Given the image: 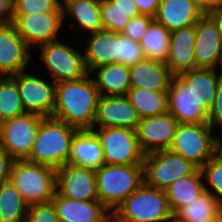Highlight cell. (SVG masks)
<instances>
[{
	"instance_id": "6da1fadb",
	"label": "cell",
	"mask_w": 222,
	"mask_h": 222,
	"mask_svg": "<svg viewBox=\"0 0 222 222\" xmlns=\"http://www.w3.org/2000/svg\"><path fill=\"white\" fill-rule=\"evenodd\" d=\"M99 98L89 73L78 80L56 83L52 117L78 130L93 129Z\"/></svg>"
},
{
	"instance_id": "7a4b0ae2",
	"label": "cell",
	"mask_w": 222,
	"mask_h": 222,
	"mask_svg": "<svg viewBox=\"0 0 222 222\" xmlns=\"http://www.w3.org/2000/svg\"><path fill=\"white\" fill-rule=\"evenodd\" d=\"M78 129L54 117H44L27 160L55 170L67 164Z\"/></svg>"
},
{
	"instance_id": "3957f363",
	"label": "cell",
	"mask_w": 222,
	"mask_h": 222,
	"mask_svg": "<svg viewBox=\"0 0 222 222\" xmlns=\"http://www.w3.org/2000/svg\"><path fill=\"white\" fill-rule=\"evenodd\" d=\"M115 222H172L173 212L164 190L144 182L112 213Z\"/></svg>"
},
{
	"instance_id": "277c9868",
	"label": "cell",
	"mask_w": 222,
	"mask_h": 222,
	"mask_svg": "<svg viewBox=\"0 0 222 222\" xmlns=\"http://www.w3.org/2000/svg\"><path fill=\"white\" fill-rule=\"evenodd\" d=\"M98 200L111 212L143 182V165H103L95 170Z\"/></svg>"
},
{
	"instance_id": "5b68a950",
	"label": "cell",
	"mask_w": 222,
	"mask_h": 222,
	"mask_svg": "<svg viewBox=\"0 0 222 222\" xmlns=\"http://www.w3.org/2000/svg\"><path fill=\"white\" fill-rule=\"evenodd\" d=\"M9 180L28 205L50 202L56 192V170L27 159L14 160Z\"/></svg>"
},
{
	"instance_id": "8992f818",
	"label": "cell",
	"mask_w": 222,
	"mask_h": 222,
	"mask_svg": "<svg viewBox=\"0 0 222 222\" xmlns=\"http://www.w3.org/2000/svg\"><path fill=\"white\" fill-rule=\"evenodd\" d=\"M212 129L209 124L179 123L168 150L202 168L215 153L218 137Z\"/></svg>"
},
{
	"instance_id": "52a82bcc",
	"label": "cell",
	"mask_w": 222,
	"mask_h": 222,
	"mask_svg": "<svg viewBox=\"0 0 222 222\" xmlns=\"http://www.w3.org/2000/svg\"><path fill=\"white\" fill-rule=\"evenodd\" d=\"M92 130L100 139L105 165H143L145 153L135 129L93 127Z\"/></svg>"
},
{
	"instance_id": "ba28073f",
	"label": "cell",
	"mask_w": 222,
	"mask_h": 222,
	"mask_svg": "<svg viewBox=\"0 0 222 222\" xmlns=\"http://www.w3.org/2000/svg\"><path fill=\"white\" fill-rule=\"evenodd\" d=\"M197 168L168 149L153 151L144 156V183L165 191L175 180L191 175Z\"/></svg>"
},
{
	"instance_id": "9c48e42d",
	"label": "cell",
	"mask_w": 222,
	"mask_h": 222,
	"mask_svg": "<svg viewBox=\"0 0 222 222\" xmlns=\"http://www.w3.org/2000/svg\"><path fill=\"white\" fill-rule=\"evenodd\" d=\"M38 47H40V60L53 78L51 82L78 80L88 74L84 56L73 46L64 43L63 39L47 42Z\"/></svg>"
},
{
	"instance_id": "30bf717a",
	"label": "cell",
	"mask_w": 222,
	"mask_h": 222,
	"mask_svg": "<svg viewBox=\"0 0 222 222\" xmlns=\"http://www.w3.org/2000/svg\"><path fill=\"white\" fill-rule=\"evenodd\" d=\"M43 118L26 112L1 123L0 145L14 160L29 158Z\"/></svg>"
},
{
	"instance_id": "8fae6325",
	"label": "cell",
	"mask_w": 222,
	"mask_h": 222,
	"mask_svg": "<svg viewBox=\"0 0 222 222\" xmlns=\"http://www.w3.org/2000/svg\"><path fill=\"white\" fill-rule=\"evenodd\" d=\"M21 71L12 77L15 79L25 112L43 117H52L55 106V86L44 79Z\"/></svg>"
},
{
	"instance_id": "7c38bea8",
	"label": "cell",
	"mask_w": 222,
	"mask_h": 222,
	"mask_svg": "<svg viewBox=\"0 0 222 222\" xmlns=\"http://www.w3.org/2000/svg\"><path fill=\"white\" fill-rule=\"evenodd\" d=\"M56 192L72 200H98L95 170L65 164L56 170Z\"/></svg>"
},
{
	"instance_id": "4fadbf2b",
	"label": "cell",
	"mask_w": 222,
	"mask_h": 222,
	"mask_svg": "<svg viewBox=\"0 0 222 222\" xmlns=\"http://www.w3.org/2000/svg\"><path fill=\"white\" fill-rule=\"evenodd\" d=\"M11 22L31 48L58 40L59 31L64 24L63 12L11 16Z\"/></svg>"
},
{
	"instance_id": "5bb4252c",
	"label": "cell",
	"mask_w": 222,
	"mask_h": 222,
	"mask_svg": "<svg viewBox=\"0 0 222 222\" xmlns=\"http://www.w3.org/2000/svg\"><path fill=\"white\" fill-rule=\"evenodd\" d=\"M167 111L178 123L208 124L204 104H200L191 87L178 76L173 75L167 90Z\"/></svg>"
},
{
	"instance_id": "9a60e30c",
	"label": "cell",
	"mask_w": 222,
	"mask_h": 222,
	"mask_svg": "<svg viewBox=\"0 0 222 222\" xmlns=\"http://www.w3.org/2000/svg\"><path fill=\"white\" fill-rule=\"evenodd\" d=\"M30 49L12 22L0 26V76L24 71L32 58Z\"/></svg>"
},
{
	"instance_id": "2e32d148",
	"label": "cell",
	"mask_w": 222,
	"mask_h": 222,
	"mask_svg": "<svg viewBox=\"0 0 222 222\" xmlns=\"http://www.w3.org/2000/svg\"><path fill=\"white\" fill-rule=\"evenodd\" d=\"M178 124L168 111L141 119L135 131L142 151L146 154L169 149Z\"/></svg>"
},
{
	"instance_id": "e0dca14e",
	"label": "cell",
	"mask_w": 222,
	"mask_h": 222,
	"mask_svg": "<svg viewBox=\"0 0 222 222\" xmlns=\"http://www.w3.org/2000/svg\"><path fill=\"white\" fill-rule=\"evenodd\" d=\"M140 120L126 95L100 96L93 127L136 129Z\"/></svg>"
},
{
	"instance_id": "ac0fdd59",
	"label": "cell",
	"mask_w": 222,
	"mask_h": 222,
	"mask_svg": "<svg viewBox=\"0 0 222 222\" xmlns=\"http://www.w3.org/2000/svg\"><path fill=\"white\" fill-rule=\"evenodd\" d=\"M195 69H222V40L214 22L204 15L195 25Z\"/></svg>"
},
{
	"instance_id": "d6986e66",
	"label": "cell",
	"mask_w": 222,
	"mask_h": 222,
	"mask_svg": "<svg viewBox=\"0 0 222 222\" xmlns=\"http://www.w3.org/2000/svg\"><path fill=\"white\" fill-rule=\"evenodd\" d=\"M119 34L103 29L85 37L83 56L89 74L102 66L118 63Z\"/></svg>"
},
{
	"instance_id": "ffe728a7",
	"label": "cell",
	"mask_w": 222,
	"mask_h": 222,
	"mask_svg": "<svg viewBox=\"0 0 222 222\" xmlns=\"http://www.w3.org/2000/svg\"><path fill=\"white\" fill-rule=\"evenodd\" d=\"M59 222H106L112 213L99 201H78L55 192L52 198Z\"/></svg>"
},
{
	"instance_id": "44dd1931",
	"label": "cell",
	"mask_w": 222,
	"mask_h": 222,
	"mask_svg": "<svg viewBox=\"0 0 222 222\" xmlns=\"http://www.w3.org/2000/svg\"><path fill=\"white\" fill-rule=\"evenodd\" d=\"M195 25L170 32L169 55L166 65L172 75L195 69Z\"/></svg>"
},
{
	"instance_id": "7402d4cb",
	"label": "cell",
	"mask_w": 222,
	"mask_h": 222,
	"mask_svg": "<svg viewBox=\"0 0 222 222\" xmlns=\"http://www.w3.org/2000/svg\"><path fill=\"white\" fill-rule=\"evenodd\" d=\"M203 16L192 0H160L154 19L172 32L196 25Z\"/></svg>"
},
{
	"instance_id": "603a6c76",
	"label": "cell",
	"mask_w": 222,
	"mask_h": 222,
	"mask_svg": "<svg viewBox=\"0 0 222 222\" xmlns=\"http://www.w3.org/2000/svg\"><path fill=\"white\" fill-rule=\"evenodd\" d=\"M131 88H145L150 91H167L172 78L164 62L144 58L129 66Z\"/></svg>"
},
{
	"instance_id": "cb8c5ba5",
	"label": "cell",
	"mask_w": 222,
	"mask_h": 222,
	"mask_svg": "<svg viewBox=\"0 0 222 222\" xmlns=\"http://www.w3.org/2000/svg\"><path fill=\"white\" fill-rule=\"evenodd\" d=\"M67 163L94 170L104 165L101 142L92 129L76 131L71 143V153Z\"/></svg>"
},
{
	"instance_id": "d4e9b609",
	"label": "cell",
	"mask_w": 222,
	"mask_h": 222,
	"mask_svg": "<svg viewBox=\"0 0 222 222\" xmlns=\"http://www.w3.org/2000/svg\"><path fill=\"white\" fill-rule=\"evenodd\" d=\"M194 92L196 100L204 104V111L208 114L213 104L216 88L222 78V71L217 75L216 69L196 68L178 75Z\"/></svg>"
},
{
	"instance_id": "484cf974",
	"label": "cell",
	"mask_w": 222,
	"mask_h": 222,
	"mask_svg": "<svg viewBox=\"0 0 222 222\" xmlns=\"http://www.w3.org/2000/svg\"><path fill=\"white\" fill-rule=\"evenodd\" d=\"M97 71L96 78L92 77L100 96L127 95L130 87L129 66L113 63L102 66Z\"/></svg>"
},
{
	"instance_id": "4316f807",
	"label": "cell",
	"mask_w": 222,
	"mask_h": 222,
	"mask_svg": "<svg viewBox=\"0 0 222 222\" xmlns=\"http://www.w3.org/2000/svg\"><path fill=\"white\" fill-rule=\"evenodd\" d=\"M203 180L201 168H197L191 175L175 180L165 190L173 214L205 191Z\"/></svg>"
},
{
	"instance_id": "83f0119b",
	"label": "cell",
	"mask_w": 222,
	"mask_h": 222,
	"mask_svg": "<svg viewBox=\"0 0 222 222\" xmlns=\"http://www.w3.org/2000/svg\"><path fill=\"white\" fill-rule=\"evenodd\" d=\"M63 20L69 15L76 23L79 31H88L89 34L103 30L100 14V0L68 1L63 7Z\"/></svg>"
},
{
	"instance_id": "f1b7e54d",
	"label": "cell",
	"mask_w": 222,
	"mask_h": 222,
	"mask_svg": "<svg viewBox=\"0 0 222 222\" xmlns=\"http://www.w3.org/2000/svg\"><path fill=\"white\" fill-rule=\"evenodd\" d=\"M100 14L103 29L121 34L139 12L133 0H100Z\"/></svg>"
},
{
	"instance_id": "f546056e",
	"label": "cell",
	"mask_w": 222,
	"mask_h": 222,
	"mask_svg": "<svg viewBox=\"0 0 222 222\" xmlns=\"http://www.w3.org/2000/svg\"><path fill=\"white\" fill-rule=\"evenodd\" d=\"M222 209V204L208 191H204L194 201L180 207L173 214L174 222H205Z\"/></svg>"
},
{
	"instance_id": "4dcf8cb0",
	"label": "cell",
	"mask_w": 222,
	"mask_h": 222,
	"mask_svg": "<svg viewBox=\"0 0 222 222\" xmlns=\"http://www.w3.org/2000/svg\"><path fill=\"white\" fill-rule=\"evenodd\" d=\"M126 96L141 119L167 112V91L130 88Z\"/></svg>"
},
{
	"instance_id": "1f68e13d",
	"label": "cell",
	"mask_w": 222,
	"mask_h": 222,
	"mask_svg": "<svg viewBox=\"0 0 222 222\" xmlns=\"http://www.w3.org/2000/svg\"><path fill=\"white\" fill-rule=\"evenodd\" d=\"M170 31L153 19L139 41L144 58L166 63L169 55Z\"/></svg>"
},
{
	"instance_id": "d6a6232c",
	"label": "cell",
	"mask_w": 222,
	"mask_h": 222,
	"mask_svg": "<svg viewBox=\"0 0 222 222\" xmlns=\"http://www.w3.org/2000/svg\"><path fill=\"white\" fill-rule=\"evenodd\" d=\"M28 207L10 180L0 184V222H25Z\"/></svg>"
},
{
	"instance_id": "836d02e7",
	"label": "cell",
	"mask_w": 222,
	"mask_h": 222,
	"mask_svg": "<svg viewBox=\"0 0 222 222\" xmlns=\"http://www.w3.org/2000/svg\"><path fill=\"white\" fill-rule=\"evenodd\" d=\"M26 113L15 79L0 76V122Z\"/></svg>"
},
{
	"instance_id": "e575fe53",
	"label": "cell",
	"mask_w": 222,
	"mask_h": 222,
	"mask_svg": "<svg viewBox=\"0 0 222 222\" xmlns=\"http://www.w3.org/2000/svg\"><path fill=\"white\" fill-rule=\"evenodd\" d=\"M49 12H63L60 0H12L11 2V16H29Z\"/></svg>"
},
{
	"instance_id": "d590c367",
	"label": "cell",
	"mask_w": 222,
	"mask_h": 222,
	"mask_svg": "<svg viewBox=\"0 0 222 222\" xmlns=\"http://www.w3.org/2000/svg\"><path fill=\"white\" fill-rule=\"evenodd\" d=\"M205 181V190L213 194L222 204V162L215 156L210 158L201 168ZM210 186V189H208Z\"/></svg>"
},
{
	"instance_id": "8d00e7d4",
	"label": "cell",
	"mask_w": 222,
	"mask_h": 222,
	"mask_svg": "<svg viewBox=\"0 0 222 222\" xmlns=\"http://www.w3.org/2000/svg\"><path fill=\"white\" fill-rule=\"evenodd\" d=\"M144 59L142 47L139 42L119 34L118 63L132 66Z\"/></svg>"
},
{
	"instance_id": "74e56055",
	"label": "cell",
	"mask_w": 222,
	"mask_h": 222,
	"mask_svg": "<svg viewBox=\"0 0 222 222\" xmlns=\"http://www.w3.org/2000/svg\"><path fill=\"white\" fill-rule=\"evenodd\" d=\"M25 222H59L56 208L52 201L29 205Z\"/></svg>"
},
{
	"instance_id": "f35d334b",
	"label": "cell",
	"mask_w": 222,
	"mask_h": 222,
	"mask_svg": "<svg viewBox=\"0 0 222 222\" xmlns=\"http://www.w3.org/2000/svg\"><path fill=\"white\" fill-rule=\"evenodd\" d=\"M153 19L150 16L142 14L130 18L121 34L139 42Z\"/></svg>"
},
{
	"instance_id": "ab89813d",
	"label": "cell",
	"mask_w": 222,
	"mask_h": 222,
	"mask_svg": "<svg viewBox=\"0 0 222 222\" xmlns=\"http://www.w3.org/2000/svg\"><path fill=\"white\" fill-rule=\"evenodd\" d=\"M208 124L212 128L214 126L222 128V78L219 80L213 104L208 111Z\"/></svg>"
},
{
	"instance_id": "60d3db41",
	"label": "cell",
	"mask_w": 222,
	"mask_h": 222,
	"mask_svg": "<svg viewBox=\"0 0 222 222\" xmlns=\"http://www.w3.org/2000/svg\"><path fill=\"white\" fill-rule=\"evenodd\" d=\"M13 162L14 159L0 145V184L9 180Z\"/></svg>"
},
{
	"instance_id": "b9f144b4",
	"label": "cell",
	"mask_w": 222,
	"mask_h": 222,
	"mask_svg": "<svg viewBox=\"0 0 222 222\" xmlns=\"http://www.w3.org/2000/svg\"><path fill=\"white\" fill-rule=\"evenodd\" d=\"M139 14L155 17L160 0H133Z\"/></svg>"
},
{
	"instance_id": "7bdbcfd3",
	"label": "cell",
	"mask_w": 222,
	"mask_h": 222,
	"mask_svg": "<svg viewBox=\"0 0 222 222\" xmlns=\"http://www.w3.org/2000/svg\"><path fill=\"white\" fill-rule=\"evenodd\" d=\"M200 11L207 15L208 13L217 10L222 6V0H192Z\"/></svg>"
},
{
	"instance_id": "ee69618b",
	"label": "cell",
	"mask_w": 222,
	"mask_h": 222,
	"mask_svg": "<svg viewBox=\"0 0 222 222\" xmlns=\"http://www.w3.org/2000/svg\"><path fill=\"white\" fill-rule=\"evenodd\" d=\"M12 0H0V26L11 22Z\"/></svg>"
},
{
	"instance_id": "f6af8a7d",
	"label": "cell",
	"mask_w": 222,
	"mask_h": 222,
	"mask_svg": "<svg viewBox=\"0 0 222 222\" xmlns=\"http://www.w3.org/2000/svg\"><path fill=\"white\" fill-rule=\"evenodd\" d=\"M207 16L216 25L219 36L221 37L222 40V6H220L217 10L208 13Z\"/></svg>"
},
{
	"instance_id": "bcb514c9",
	"label": "cell",
	"mask_w": 222,
	"mask_h": 222,
	"mask_svg": "<svg viewBox=\"0 0 222 222\" xmlns=\"http://www.w3.org/2000/svg\"><path fill=\"white\" fill-rule=\"evenodd\" d=\"M219 136L220 135H218V138H217L216 143H215L214 156L222 162V137H219Z\"/></svg>"
},
{
	"instance_id": "7dc6e473",
	"label": "cell",
	"mask_w": 222,
	"mask_h": 222,
	"mask_svg": "<svg viewBox=\"0 0 222 222\" xmlns=\"http://www.w3.org/2000/svg\"><path fill=\"white\" fill-rule=\"evenodd\" d=\"M205 222H222V209L215 216Z\"/></svg>"
},
{
	"instance_id": "c3c4849f",
	"label": "cell",
	"mask_w": 222,
	"mask_h": 222,
	"mask_svg": "<svg viewBox=\"0 0 222 222\" xmlns=\"http://www.w3.org/2000/svg\"><path fill=\"white\" fill-rule=\"evenodd\" d=\"M68 1H75V0H61L60 4L63 7Z\"/></svg>"
},
{
	"instance_id": "681fc988",
	"label": "cell",
	"mask_w": 222,
	"mask_h": 222,
	"mask_svg": "<svg viewBox=\"0 0 222 222\" xmlns=\"http://www.w3.org/2000/svg\"><path fill=\"white\" fill-rule=\"evenodd\" d=\"M106 222H115L113 217L111 216Z\"/></svg>"
}]
</instances>
